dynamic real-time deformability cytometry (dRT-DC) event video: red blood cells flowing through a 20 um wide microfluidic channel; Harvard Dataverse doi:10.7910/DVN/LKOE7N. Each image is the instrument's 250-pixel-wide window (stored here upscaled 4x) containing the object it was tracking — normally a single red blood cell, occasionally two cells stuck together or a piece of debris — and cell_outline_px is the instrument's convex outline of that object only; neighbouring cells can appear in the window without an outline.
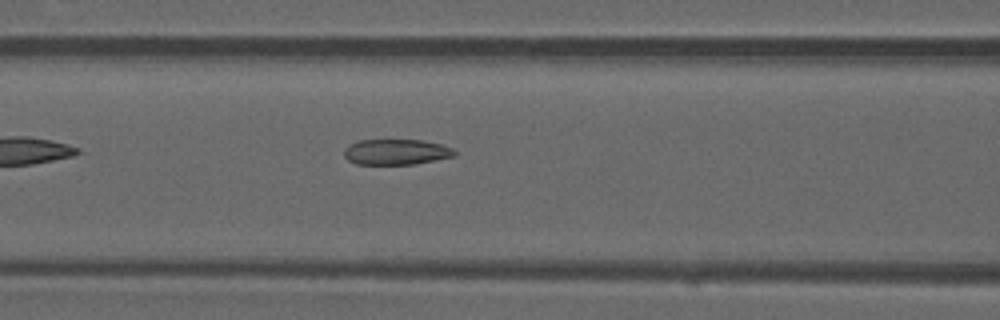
{"species": "common noctule bat (a hibernating species)", "species_latin": "Nyctalus noctula", "temperature_condition": "warm", "stored_images_in_passage": 34, "camera_frame_rate_fps": 3000, "um_per_image_px": 0.085, "animal": {"sex": "male", "forearm_length_mm": 52.5}, "frame": {"image": 1, "passage_image": 6, "time_ms": 1.667, "image_size_px": [1000, 320], "cell_outline_px": [[456, 156], [416, 164], [356, 164], [348, 160], [344, 156], [344, 148], [360, 140], [420, 140], [440, 144], [452, 148], [456, 152]], "centroid_in_image_um": [33.69, 12.92], "position_along_channel_um": 132.9, "area_um2": 16.42}}
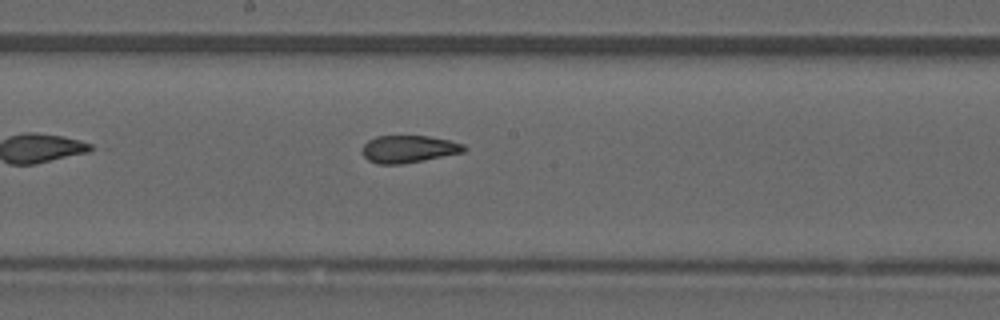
{"frame": {"image": 2, "passage_image": 12, "time_ms": 3.667, "image_size_px": [1000, 320], "cell_outline_px": [[468, 148], [464, 152], [424, 160], [400, 164], [376, 164], [368, 160], [360, 152], [364, 144], [368, 140], [376, 136], [428, 136], [448, 140], [464, 144]], "centroid_in_image_um": [34.71, 12.67], "position_along_channel_um": 213.5, "area_um2": 16.3}}
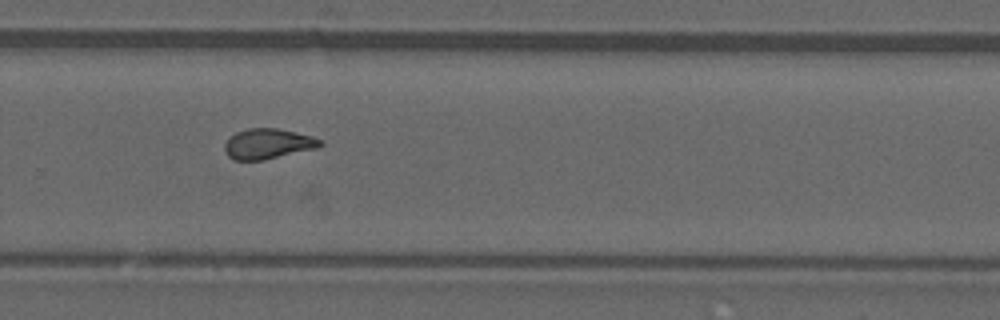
{"frame": {"image": 3, "passage_image": 19, "time_ms": 6.0, "image_size_px": [1000, 320], "cell_outline_px": [[324, 144], [316, 148], [264, 160], [236, 160], [228, 156], [224, 152], [224, 144], [236, 132], [248, 128], [276, 128], [296, 132], [312, 136], [320, 140]], "centroid_in_image_um": [22.76, 12.22], "position_along_channel_um": 307.0, "area_um2": 16.76}, "authors_computed_cell_mechanics": {"area_um2": 16.8198, "velocity_mm_per_s": 4.0318, "shape_relaxation_time_tau1_ms": null, "shape_relaxation_time_tau2_ms": 1.7538, "deformation_change_tau1": null, "deformation_change_tau2": 0.0928}}